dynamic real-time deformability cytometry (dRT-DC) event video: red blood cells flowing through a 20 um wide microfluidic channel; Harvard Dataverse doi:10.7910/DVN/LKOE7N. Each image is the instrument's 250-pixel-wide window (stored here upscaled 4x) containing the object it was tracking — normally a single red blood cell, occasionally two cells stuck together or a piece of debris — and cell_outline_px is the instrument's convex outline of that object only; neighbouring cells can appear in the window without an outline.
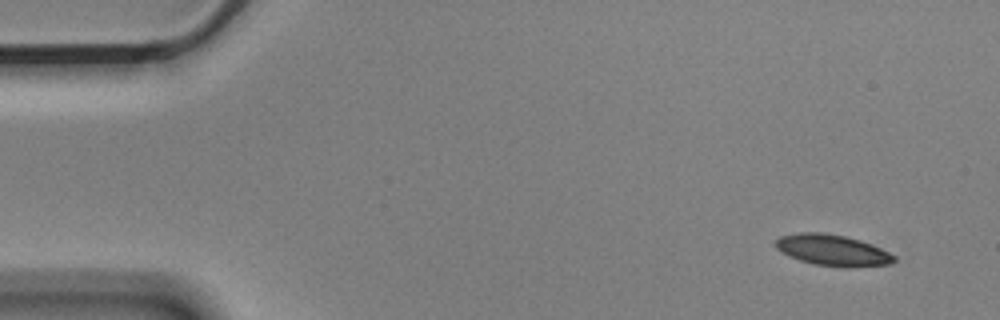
{"species": "Egyptian fruit bat (a non-hibernating species)", "species_latin": "Rousettus aegyptiacus", "temperature_condition": "cold", "stored_images_in_passage": 13, "camera_frame_rate_fps": 3000, "um_per_image_px": 0.085, "animal": {"sex": "male"}, "frame": {"image": 1, "passage_image": 1, "time_ms": 0.0, "image_size_px": [1000, 320], "cell_outline_px": [[896, 260], [888, 264], [852, 268], [844, 268], [812, 264], [788, 256], [780, 252], [772, 244], [780, 236], [800, 232], [824, 232], [844, 236], [860, 240], [880, 248], [896, 256]], "centroid_in_image_um": [70.72, 21.28], "position_along_channel_um": 14.3, "area_um2": 21.79}}
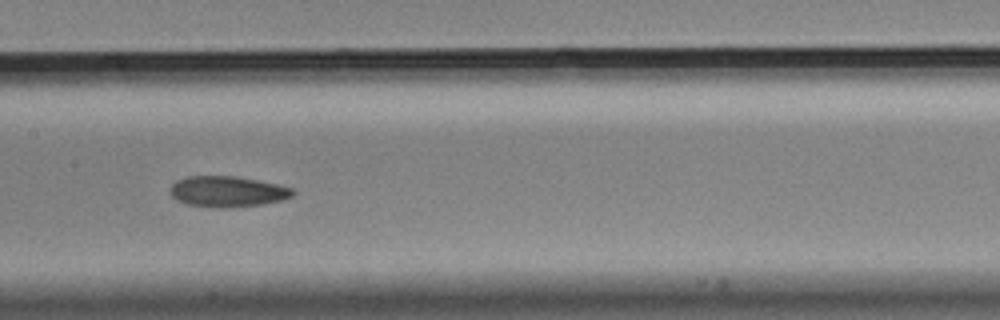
{"frame": {"image": 2, "passage_image": 7, "time_ms": 2.0, "image_size_px": [1000, 320], "cell_outline_px": [[296, 192], [292, 196], [284, 200], [264, 204], [232, 208], [212, 208], [188, 204], [176, 200], [172, 196], [168, 188], [176, 180], [184, 176], [236, 176], [276, 184], [292, 188]], "centroid_in_image_um": [19.31, 16.29], "position_along_channel_um": 188.1, "area_um2": 22.37}}
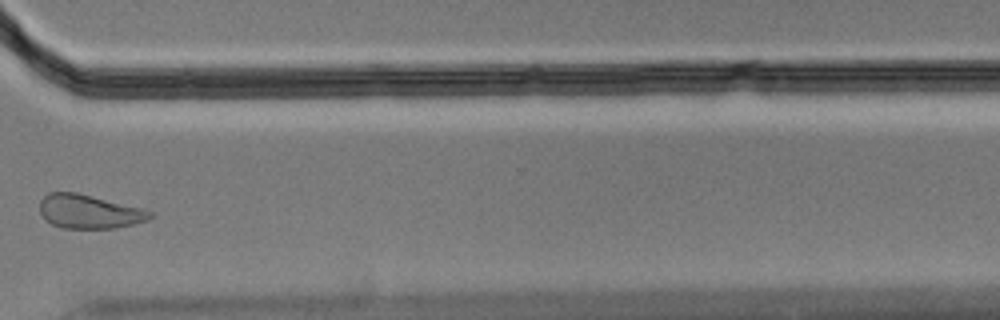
{"frame": {"image": 3, "passage_image": 11, "time_ms": 3.333, "image_size_px": [1000, 320], "cell_outline_px": [[152, 216], [148, 220], [132, 224], [112, 228], [60, 228], [44, 220], [40, 212], [40, 200], [48, 192], [76, 192], [144, 208], [152, 212]], "centroid_in_image_um": [7.55, 17.98], "position_along_channel_um": 363.0, "area_um2": 21.85}}